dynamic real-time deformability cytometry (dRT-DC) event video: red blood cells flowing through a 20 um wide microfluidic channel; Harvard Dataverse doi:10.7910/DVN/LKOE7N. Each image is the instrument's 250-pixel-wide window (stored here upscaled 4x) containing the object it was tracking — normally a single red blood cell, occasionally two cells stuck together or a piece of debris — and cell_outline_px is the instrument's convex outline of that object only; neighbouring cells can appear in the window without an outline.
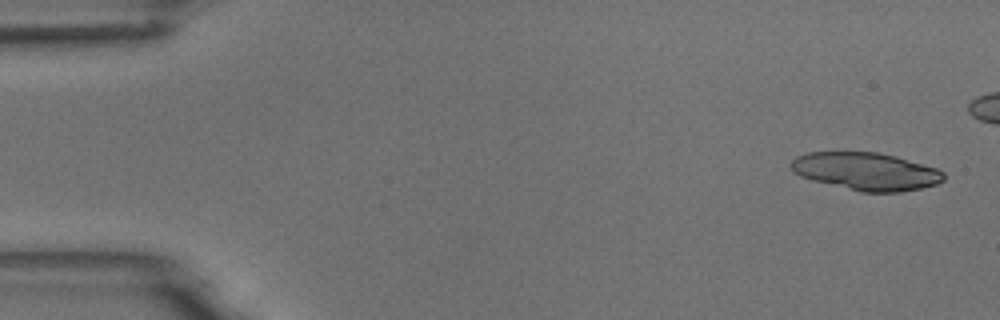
{"species": "common noctule bat (a hibernating species)", "species_latin": "Nyctalus noctula", "temperature_condition": "room temperature", "stored_images_in_passage": 6, "camera_frame_rate_fps": 3000, "um_per_image_px": 0.085, "animal": {"sex": "male", "body_mass_g": 18.8}, "frame": {"image": 1, "passage_image": 1, "time_ms": 0.0, "image_size_px": [1000, 320], "cell_outline_px": [[944, 180], [936, 184], [920, 188], [900, 192], [860, 192], [812, 180], [800, 176], [792, 172], [788, 164], [796, 156], [808, 152], [876, 152], [896, 156], [936, 168], [944, 172]], "centroid_in_image_um": [73.57, 14.56], "position_along_channel_um": 11.4, "area_um2": 33.64}}